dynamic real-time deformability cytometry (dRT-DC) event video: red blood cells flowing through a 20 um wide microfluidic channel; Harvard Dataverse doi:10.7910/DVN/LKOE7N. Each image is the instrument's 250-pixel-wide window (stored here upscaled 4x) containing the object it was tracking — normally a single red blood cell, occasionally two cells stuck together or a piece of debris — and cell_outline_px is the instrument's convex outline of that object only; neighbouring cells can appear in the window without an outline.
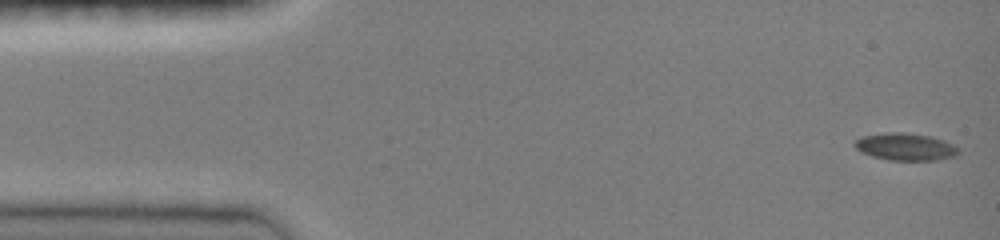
{"species": "common noctule bat (a hibernating species)", "species_latin": "Nyctalus noctula", "temperature_condition": "room temperature", "stored_images_in_passage": 48, "camera_frame_rate_fps": 3000, "um_per_image_px": 0.085, "animal": {"sex": "female", "body_mass_g": 19.0, "forearm_length_mm": 51.5}, "frame": {"image": 1, "passage_image": 1, "time_ms": 0.0, "image_size_px": [1000, 240], "cell_outline_px": [[960, 152], [956, 156], [940, 160], [888, 160], [872, 156], [860, 152], [852, 144], [856, 140], [864, 136], [888, 132], [904, 132], [932, 136], [944, 140], [960, 148]], "centroid_in_image_um": [77.0, 12.48], "position_along_channel_um": 8.0, "area_um2": 16.7}}
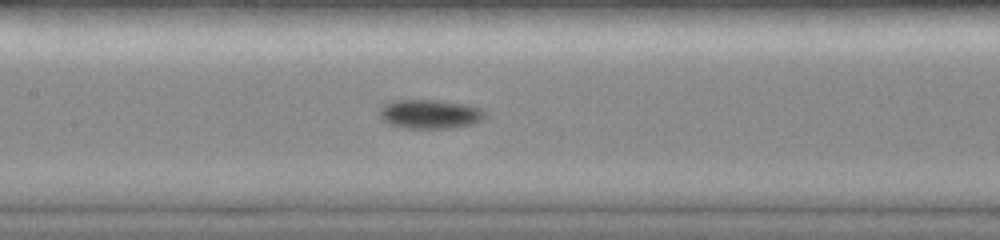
{"frame": {"image": 2, "passage_image": 22, "time_ms": 7.0, "image_size_px": [1000, 240], "cell_outline_px": [[484, 116], [480, 120], [472, 124], [452, 128], [400, 128], [388, 124], [380, 116], [380, 104], [392, 100], [436, 100], [468, 104], [480, 108], [484, 112]], "centroid_in_image_um": [36.48, 9.69], "position_along_channel_um": 170.9, "area_um2": 18.03}}
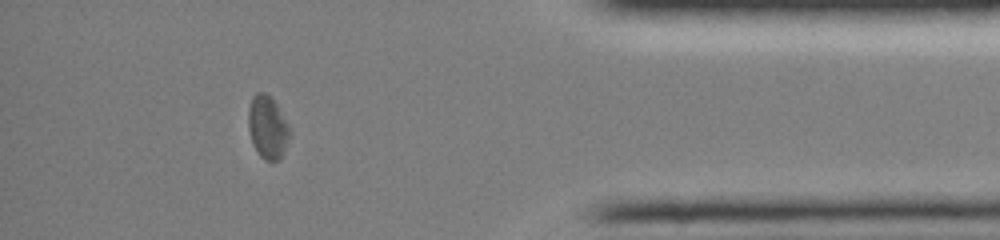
{"frame": {"image": 3, "passage_image": 42, "time_ms": 13.667, "image_size_px": [1000, 240], "cell_outline_px": [[288, 136], [284, 152], [280, 160], [272, 164], [264, 160], [260, 156], [252, 144], [248, 128], [248, 108], [252, 96], [256, 92], [264, 92], [276, 104], [288, 124]], "centroid_in_image_um": [22.71, 10.86], "position_along_channel_um": 412.5, "area_um2": 15.2}, "authors_computed_cell_mechanics": {"area_um2": 15.606, "velocity_mm_per_s": 3.9907, "shape_relaxation_time_tau1_ms": 2.3811, "shape_relaxation_time_tau2_ms": null, "deformation_change_tau1": 0.0868, "deformation_change_tau2": null}}